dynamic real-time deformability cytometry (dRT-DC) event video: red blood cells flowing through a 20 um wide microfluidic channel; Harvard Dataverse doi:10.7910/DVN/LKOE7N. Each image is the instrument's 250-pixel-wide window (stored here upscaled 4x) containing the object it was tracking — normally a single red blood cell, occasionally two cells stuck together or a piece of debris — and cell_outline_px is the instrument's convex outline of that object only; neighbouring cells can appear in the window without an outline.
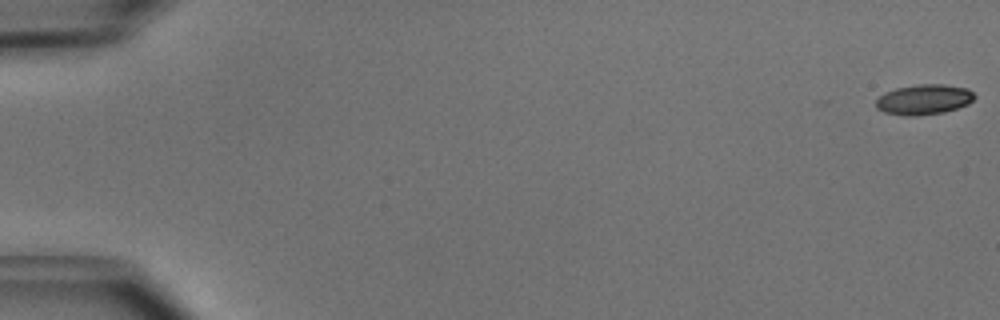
{"species": "common noctule bat (a hibernating species)", "species_latin": "Nyctalus noctula", "temperature_condition": "cold", "stored_images_in_passage": 13, "camera_frame_rate_fps": 3000, "um_per_image_px": 0.085, "animal": {"sex": "male", "body_mass_g": 15.6}, "frame": {"image": 1, "passage_image": 1, "time_ms": 0.0, "image_size_px": [1000, 320], "cell_outline_px": [[976, 96], [968, 104], [944, 112], [916, 116], [904, 116], [884, 112], [876, 108], [876, 100], [884, 92], [896, 88], [920, 84], [944, 84], [968, 88]], "centroid_in_image_um": [78.52, 8.46], "position_along_channel_um": 6.5, "area_um2": 17.4}}